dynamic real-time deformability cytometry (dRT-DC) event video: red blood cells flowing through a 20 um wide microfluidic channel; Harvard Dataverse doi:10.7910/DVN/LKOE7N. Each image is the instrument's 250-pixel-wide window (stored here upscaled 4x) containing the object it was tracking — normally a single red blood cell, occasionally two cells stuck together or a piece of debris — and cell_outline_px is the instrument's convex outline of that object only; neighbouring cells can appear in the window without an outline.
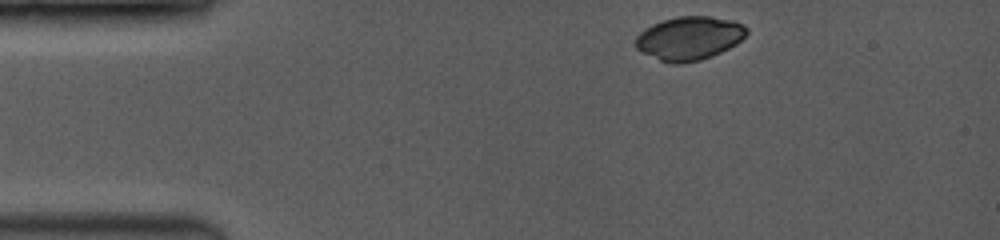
{"species": "common noctule bat (a hibernating species)", "species_latin": "Nyctalus noctula", "temperature_condition": "room temperature", "stored_images_in_passage": 4, "camera_frame_rate_fps": 3500, "um_per_image_px": 0.085, "animal": {"sex": "female", "body_mass_g": 19.0, "forearm_length_mm": 53.3}, "frame": {"image": 1, "passage_image": 1, "time_ms": 0.0, "image_size_px": [1000, 240], "cell_outline_px": [[748, 32], [736, 44], [712, 56], [700, 60], [680, 64], [672, 64], [660, 60], [640, 52], [636, 48], [636, 36], [640, 32], [652, 24], [664, 20], [680, 16], [708, 16], [732, 20], [744, 24], [748, 28]], "centroid_in_image_um": [58.59, 3.25], "position_along_channel_um": 26.4, "area_um2": 28.15}}